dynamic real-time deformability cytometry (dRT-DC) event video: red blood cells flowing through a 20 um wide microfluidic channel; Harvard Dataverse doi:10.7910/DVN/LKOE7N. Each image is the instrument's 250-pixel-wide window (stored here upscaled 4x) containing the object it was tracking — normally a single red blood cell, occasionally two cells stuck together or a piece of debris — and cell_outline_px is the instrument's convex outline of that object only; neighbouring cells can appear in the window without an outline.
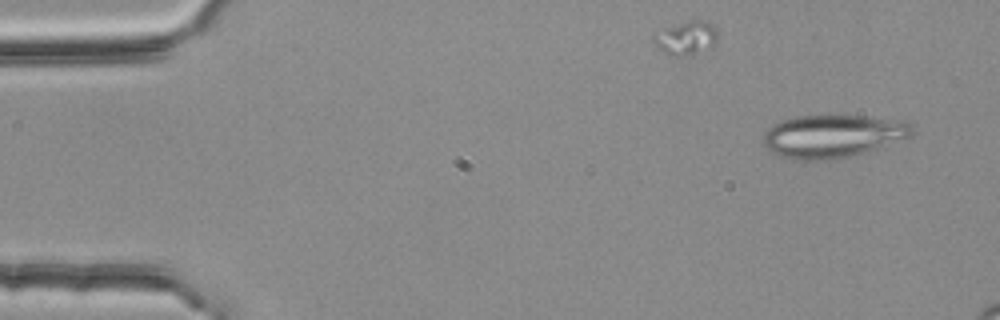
{"species": "common noctule bat (a hibernating species)", "species_latin": "Nyctalus noctula", "temperature_condition": "room temperature", "stored_images_in_passage": 14, "camera_frame_rate_fps": 3000, "um_per_image_px": 0.085, "animal": {"sex": "female", "body_mass_g": 25.1}, "frame": {"image": 1, "passage_image": 3, "time_ms": 0.667, "image_size_px": [1000, 320], "cell_outline_px": [[916, 132], [912, 136], [848, 156], [824, 160], [796, 160], [780, 156], [772, 152], [764, 144], [764, 132], [772, 124], [780, 120], [796, 116], [864, 116], [912, 124]], "centroid_in_image_um": [70.71, 11.56], "position_along_channel_um": 14.3, "area_um2": 36.47}}